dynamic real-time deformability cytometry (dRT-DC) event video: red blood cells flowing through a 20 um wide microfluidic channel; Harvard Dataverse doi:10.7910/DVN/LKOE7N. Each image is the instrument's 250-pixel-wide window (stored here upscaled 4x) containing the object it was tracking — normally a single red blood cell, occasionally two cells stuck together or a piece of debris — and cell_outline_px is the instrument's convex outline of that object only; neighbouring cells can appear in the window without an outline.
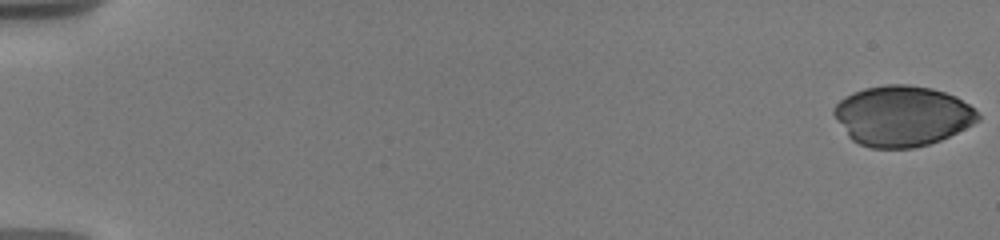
{"species": "human", "species_latin": "Homo sapiens", "temperature_condition": "warm", "stored_images_in_passage": 56, "camera_frame_rate_fps": 3000, "um_per_image_px": 0.085, "donor": {"sex": "male"}, "frame": {"image": 1, "passage_image": 1, "time_ms": 0.0, "image_size_px": [1000, 240], "cell_outline_px": [[980, 120], [940, 140], [928, 144], [912, 148], [872, 148], [860, 144], [852, 140], [848, 136], [832, 112], [832, 108], [844, 96], [852, 92], [864, 88], [888, 84], [908, 84], [932, 88], [956, 96], [968, 104], [980, 116]], "centroid_in_image_um": [76.66, 9.84], "position_along_channel_um": 8.3, "area_um2": 50.52}}
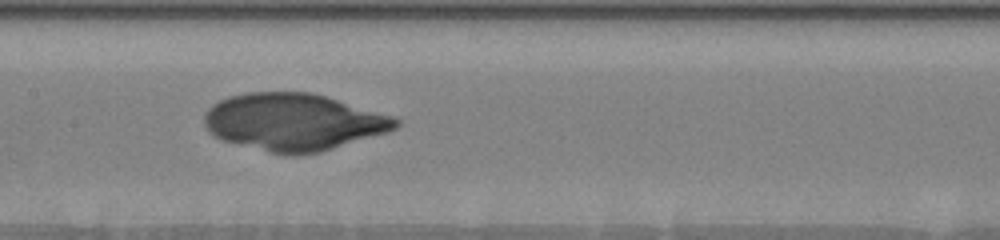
{"frame": {"image": 2, "passage_image": 30, "time_ms": 9.667, "image_size_px": [1000, 240], "cell_outline_px": [[400, 124], [396, 128], [388, 132], [320, 152], [296, 156], [292, 156], [272, 152], [224, 140], [216, 136], [204, 124], [204, 116], [208, 108], [212, 104], [228, 96], [248, 92], [312, 92], [396, 116], [400, 120]], "centroid_in_image_um": [25.01, 10.36], "position_along_channel_um": 182.4, "area_um2": 63.75}}
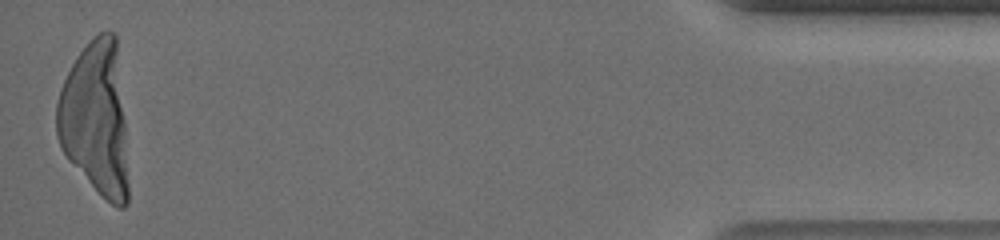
{"frame": {"image": 3, "passage_image": 56, "time_ms": 18.333, "image_size_px": [1000, 240], "cell_outline_px": [[128, 204], [124, 208], [120, 208], [112, 204], [68, 160], [60, 148], [56, 136], [56, 104], [60, 88], [76, 56], [88, 40], [92, 36], [100, 32], [116, 32], [124, 120], [128, 184]], "centroid_in_image_um": [8.11, 10.05], "position_along_channel_um": 427.1, "area_um2": 63.93}}